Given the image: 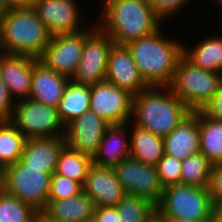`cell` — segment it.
<instances>
[{
  "label": "cell",
  "mask_w": 222,
  "mask_h": 222,
  "mask_svg": "<svg viewBox=\"0 0 222 222\" xmlns=\"http://www.w3.org/2000/svg\"><path fill=\"white\" fill-rule=\"evenodd\" d=\"M157 31L126 44L144 81L150 86L169 87L183 56V42Z\"/></svg>",
  "instance_id": "6da1fadb"
},
{
  "label": "cell",
  "mask_w": 222,
  "mask_h": 222,
  "mask_svg": "<svg viewBox=\"0 0 222 222\" xmlns=\"http://www.w3.org/2000/svg\"><path fill=\"white\" fill-rule=\"evenodd\" d=\"M97 26L114 44L126 45L157 31L162 23L147 0H102Z\"/></svg>",
  "instance_id": "7a4b0ae2"
},
{
  "label": "cell",
  "mask_w": 222,
  "mask_h": 222,
  "mask_svg": "<svg viewBox=\"0 0 222 222\" xmlns=\"http://www.w3.org/2000/svg\"><path fill=\"white\" fill-rule=\"evenodd\" d=\"M192 111L170 87H149L133 96L131 122L164 138Z\"/></svg>",
  "instance_id": "3957f363"
},
{
  "label": "cell",
  "mask_w": 222,
  "mask_h": 222,
  "mask_svg": "<svg viewBox=\"0 0 222 222\" xmlns=\"http://www.w3.org/2000/svg\"><path fill=\"white\" fill-rule=\"evenodd\" d=\"M51 37L32 6L11 9L0 28V52L39 58Z\"/></svg>",
  "instance_id": "277c9868"
},
{
  "label": "cell",
  "mask_w": 222,
  "mask_h": 222,
  "mask_svg": "<svg viewBox=\"0 0 222 222\" xmlns=\"http://www.w3.org/2000/svg\"><path fill=\"white\" fill-rule=\"evenodd\" d=\"M216 214L206 187L176 184L163 188L156 205V219H184L211 222Z\"/></svg>",
  "instance_id": "5b68a950"
},
{
  "label": "cell",
  "mask_w": 222,
  "mask_h": 222,
  "mask_svg": "<svg viewBox=\"0 0 222 222\" xmlns=\"http://www.w3.org/2000/svg\"><path fill=\"white\" fill-rule=\"evenodd\" d=\"M222 84V73L203 70L181 57L169 86L192 112L203 110Z\"/></svg>",
  "instance_id": "8992f818"
},
{
  "label": "cell",
  "mask_w": 222,
  "mask_h": 222,
  "mask_svg": "<svg viewBox=\"0 0 222 222\" xmlns=\"http://www.w3.org/2000/svg\"><path fill=\"white\" fill-rule=\"evenodd\" d=\"M52 174L44 173V169L28 168L19 159L0 170V188L36 211H44L48 204Z\"/></svg>",
  "instance_id": "52a82bcc"
},
{
  "label": "cell",
  "mask_w": 222,
  "mask_h": 222,
  "mask_svg": "<svg viewBox=\"0 0 222 222\" xmlns=\"http://www.w3.org/2000/svg\"><path fill=\"white\" fill-rule=\"evenodd\" d=\"M10 122L26 138L64 137L65 126L56 107L30 98L15 101Z\"/></svg>",
  "instance_id": "ba28073f"
},
{
  "label": "cell",
  "mask_w": 222,
  "mask_h": 222,
  "mask_svg": "<svg viewBox=\"0 0 222 222\" xmlns=\"http://www.w3.org/2000/svg\"><path fill=\"white\" fill-rule=\"evenodd\" d=\"M92 22L78 33L53 35L38 58L39 61L56 73L71 79L80 62L86 37L97 27V23Z\"/></svg>",
  "instance_id": "9c48e42d"
},
{
  "label": "cell",
  "mask_w": 222,
  "mask_h": 222,
  "mask_svg": "<svg viewBox=\"0 0 222 222\" xmlns=\"http://www.w3.org/2000/svg\"><path fill=\"white\" fill-rule=\"evenodd\" d=\"M113 44L110 37L97 26L86 37L80 62L70 80L88 86L106 81L108 56Z\"/></svg>",
  "instance_id": "30bf717a"
},
{
  "label": "cell",
  "mask_w": 222,
  "mask_h": 222,
  "mask_svg": "<svg viewBox=\"0 0 222 222\" xmlns=\"http://www.w3.org/2000/svg\"><path fill=\"white\" fill-rule=\"evenodd\" d=\"M112 169L125 194L145 198L155 205L160 201L163 187L155 166L146 165L130 156Z\"/></svg>",
  "instance_id": "8fae6325"
},
{
  "label": "cell",
  "mask_w": 222,
  "mask_h": 222,
  "mask_svg": "<svg viewBox=\"0 0 222 222\" xmlns=\"http://www.w3.org/2000/svg\"><path fill=\"white\" fill-rule=\"evenodd\" d=\"M90 110L107 123L122 124L131 121L133 95L107 81L90 86Z\"/></svg>",
  "instance_id": "7c38bea8"
},
{
  "label": "cell",
  "mask_w": 222,
  "mask_h": 222,
  "mask_svg": "<svg viewBox=\"0 0 222 222\" xmlns=\"http://www.w3.org/2000/svg\"><path fill=\"white\" fill-rule=\"evenodd\" d=\"M79 6L78 0H33L32 5L52 36L78 33L87 28L82 26L87 17Z\"/></svg>",
  "instance_id": "4fadbf2b"
},
{
  "label": "cell",
  "mask_w": 222,
  "mask_h": 222,
  "mask_svg": "<svg viewBox=\"0 0 222 222\" xmlns=\"http://www.w3.org/2000/svg\"><path fill=\"white\" fill-rule=\"evenodd\" d=\"M109 125L100 116L88 110L65 127L66 145L93 158Z\"/></svg>",
  "instance_id": "5bb4252c"
},
{
  "label": "cell",
  "mask_w": 222,
  "mask_h": 222,
  "mask_svg": "<svg viewBox=\"0 0 222 222\" xmlns=\"http://www.w3.org/2000/svg\"><path fill=\"white\" fill-rule=\"evenodd\" d=\"M106 81L133 96L150 87L142 78L126 45H112L108 56Z\"/></svg>",
  "instance_id": "9a60e30c"
},
{
  "label": "cell",
  "mask_w": 222,
  "mask_h": 222,
  "mask_svg": "<svg viewBox=\"0 0 222 222\" xmlns=\"http://www.w3.org/2000/svg\"><path fill=\"white\" fill-rule=\"evenodd\" d=\"M33 67L34 57L0 52V77L15 101L30 97Z\"/></svg>",
  "instance_id": "2e32d148"
},
{
  "label": "cell",
  "mask_w": 222,
  "mask_h": 222,
  "mask_svg": "<svg viewBox=\"0 0 222 222\" xmlns=\"http://www.w3.org/2000/svg\"><path fill=\"white\" fill-rule=\"evenodd\" d=\"M83 192L101 207H115L125 195L114 170L95 164L89 167Z\"/></svg>",
  "instance_id": "e0dca14e"
},
{
  "label": "cell",
  "mask_w": 222,
  "mask_h": 222,
  "mask_svg": "<svg viewBox=\"0 0 222 222\" xmlns=\"http://www.w3.org/2000/svg\"><path fill=\"white\" fill-rule=\"evenodd\" d=\"M70 79L46 67L34 57L30 99L58 107Z\"/></svg>",
  "instance_id": "ac0fdd59"
},
{
  "label": "cell",
  "mask_w": 222,
  "mask_h": 222,
  "mask_svg": "<svg viewBox=\"0 0 222 222\" xmlns=\"http://www.w3.org/2000/svg\"><path fill=\"white\" fill-rule=\"evenodd\" d=\"M128 133L129 122L109 125L97 153L92 158L93 164L113 168L123 159L130 157V135Z\"/></svg>",
  "instance_id": "d6986e66"
},
{
  "label": "cell",
  "mask_w": 222,
  "mask_h": 222,
  "mask_svg": "<svg viewBox=\"0 0 222 222\" xmlns=\"http://www.w3.org/2000/svg\"><path fill=\"white\" fill-rule=\"evenodd\" d=\"M65 137L27 138L20 160L28 167L54 173Z\"/></svg>",
  "instance_id": "ffe728a7"
},
{
  "label": "cell",
  "mask_w": 222,
  "mask_h": 222,
  "mask_svg": "<svg viewBox=\"0 0 222 222\" xmlns=\"http://www.w3.org/2000/svg\"><path fill=\"white\" fill-rule=\"evenodd\" d=\"M165 154L184 160L200 152L197 111L192 112L164 138Z\"/></svg>",
  "instance_id": "44dd1931"
},
{
  "label": "cell",
  "mask_w": 222,
  "mask_h": 222,
  "mask_svg": "<svg viewBox=\"0 0 222 222\" xmlns=\"http://www.w3.org/2000/svg\"><path fill=\"white\" fill-rule=\"evenodd\" d=\"M94 202L84 192L62 200H48L44 212L52 219L62 222H84L91 220Z\"/></svg>",
  "instance_id": "7402d4cb"
},
{
  "label": "cell",
  "mask_w": 222,
  "mask_h": 222,
  "mask_svg": "<svg viewBox=\"0 0 222 222\" xmlns=\"http://www.w3.org/2000/svg\"><path fill=\"white\" fill-rule=\"evenodd\" d=\"M200 40L191 50L183 43V56L203 70L222 73V35L208 34Z\"/></svg>",
  "instance_id": "603a6c76"
},
{
  "label": "cell",
  "mask_w": 222,
  "mask_h": 222,
  "mask_svg": "<svg viewBox=\"0 0 222 222\" xmlns=\"http://www.w3.org/2000/svg\"><path fill=\"white\" fill-rule=\"evenodd\" d=\"M129 128L131 157L146 165L156 166L165 154L164 139L131 121Z\"/></svg>",
  "instance_id": "cb8c5ba5"
},
{
  "label": "cell",
  "mask_w": 222,
  "mask_h": 222,
  "mask_svg": "<svg viewBox=\"0 0 222 222\" xmlns=\"http://www.w3.org/2000/svg\"><path fill=\"white\" fill-rule=\"evenodd\" d=\"M90 97V86L69 81L57 107L59 119L65 127L90 110Z\"/></svg>",
  "instance_id": "d4e9b609"
},
{
  "label": "cell",
  "mask_w": 222,
  "mask_h": 222,
  "mask_svg": "<svg viewBox=\"0 0 222 222\" xmlns=\"http://www.w3.org/2000/svg\"><path fill=\"white\" fill-rule=\"evenodd\" d=\"M200 131V153L212 164L222 163V121L207 116L202 110L197 111Z\"/></svg>",
  "instance_id": "484cf974"
},
{
  "label": "cell",
  "mask_w": 222,
  "mask_h": 222,
  "mask_svg": "<svg viewBox=\"0 0 222 222\" xmlns=\"http://www.w3.org/2000/svg\"><path fill=\"white\" fill-rule=\"evenodd\" d=\"M92 157L65 145L59 153L55 172L84 185Z\"/></svg>",
  "instance_id": "4316f807"
},
{
  "label": "cell",
  "mask_w": 222,
  "mask_h": 222,
  "mask_svg": "<svg viewBox=\"0 0 222 222\" xmlns=\"http://www.w3.org/2000/svg\"><path fill=\"white\" fill-rule=\"evenodd\" d=\"M119 222H153L156 205L145 198L125 194L115 206Z\"/></svg>",
  "instance_id": "83f0119b"
},
{
  "label": "cell",
  "mask_w": 222,
  "mask_h": 222,
  "mask_svg": "<svg viewBox=\"0 0 222 222\" xmlns=\"http://www.w3.org/2000/svg\"><path fill=\"white\" fill-rule=\"evenodd\" d=\"M26 139L10 121L0 122V170L21 158Z\"/></svg>",
  "instance_id": "f1b7e54d"
},
{
  "label": "cell",
  "mask_w": 222,
  "mask_h": 222,
  "mask_svg": "<svg viewBox=\"0 0 222 222\" xmlns=\"http://www.w3.org/2000/svg\"><path fill=\"white\" fill-rule=\"evenodd\" d=\"M212 165L200 152L187 157L182 160L180 184L207 187Z\"/></svg>",
  "instance_id": "f546056e"
},
{
  "label": "cell",
  "mask_w": 222,
  "mask_h": 222,
  "mask_svg": "<svg viewBox=\"0 0 222 222\" xmlns=\"http://www.w3.org/2000/svg\"><path fill=\"white\" fill-rule=\"evenodd\" d=\"M37 212L0 188V222H35Z\"/></svg>",
  "instance_id": "4dcf8cb0"
},
{
  "label": "cell",
  "mask_w": 222,
  "mask_h": 222,
  "mask_svg": "<svg viewBox=\"0 0 222 222\" xmlns=\"http://www.w3.org/2000/svg\"><path fill=\"white\" fill-rule=\"evenodd\" d=\"M83 192V185L54 172L50 180L48 200H62L75 197Z\"/></svg>",
  "instance_id": "1f68e13d"
},
{
  "label": "cell",
  "mask_w": 222,
  "mask_h": 222,
  "mask_svg": "<svg viewBox=\"0 0 222 222\" xmlns=\"http://www.w3.org/2000/svg\"><path fill=\"white\" fill-rule=\"evenodd\" d=\"M155 167L163 188L180 184L182 160L164 154Z\"/></svg>",
  "instance_id": "d6a6232c"
},
{
  "label": "cell",
  "mask_w": 222,
  "mask_h": 222,
  "mask_svg": "<svg viewBox=\"0 0 222 222\" xmlns=\"http://www.w3.org/2000/svg\"><path fill=\"white\" fill-rule=\"evenodd\" d=\"M152 8L156 18L164 24V22L174 16H179L184 10L185 5L188 6L190 0H147ZM167 19V20H166ZM165 20V21H164Z\"/></svg>",
  "instance_id": "836d02e7"
},
{
  "label": "cell",
  "mask_w": 222,
  "mask_h": 222,
  "mask_svg": "<svg viewBox=\"0 0 222 222\" xmlns=\"http://www.w3.org/2000/svg\"><path fill=\"white\" fill-rule=\"evenodd\" d=\"M206 188L212 203L215 206L220 204L222 202V163L212 165Z\"/></svg>",
  "instance_id": "e575fe53"
},
{
  "label": "cell",
  "mask_w": 222,
  "mask_h": 222,
  "mask_svg": "<svg viewBox=\"0 0 222 222\" xmlns=\"http://www.w3.org/2000/svg\"><path fill=\"white\" fill-rule=\"evenodd\" d=\"M15 100L0 77V120L10 121L13 115Z\"/></svg>",
  "instance_id": "d590c367"
},
{
  "label": "cell",
  "mask_w": 222,
  "mask_h": 222,
  "mask_svg": "<svg viewBox=\"0 0 222 222\" xmlns=\"http://www.w3.org/2000/svg\"><path fill=\"white\" fill-rule=\"evenodd\" d=\"M207 116L222 121V84L213 99L202 110Z\"/></svg>",
  "instance_id": "8d00e7d4"
},
{
  "label": "cell",
  "mask_w": 222,
  "mask_h": 222,
  "mask_svg": "<svg viewBox=\"0 0 222 222\" xmlns=\"http://www.w3.org/2000/svg\"><path fill=\"white\" fill-rule=\"evenodd\" d=\"M92 218L95 222H119L117 210L111 206H95Z\"/></svg>",
  "instance_id": "74e56055"
},
{
  "label": "cell",
  "mask_w": 222,
  "mask_h": 222,
  "mask_svg": "<svg viewBox=\"0 0 222 222\" xmlns=\"http://www.w3.org/2000/svg\"><path fill=\"white\" fill-rule=\"evenodd\" d=\"M8 10L27 8L33 5V0H2Z\"/></svg>",
  "instance_id": "f35d334b"
},
{
  "label": "cell",
  "mask_w": 222,
  "mask_h": 222,
  "mask_svg": "<svg viewBox=\"0 0 222 222\" xmlns=\"http://www.w3.org/2000/svg\"><path fill=\"white\" fill-rule=\"evenodd\" d=\"M35 222H62L52 219L44 211H38L35 217Z\"/></svg>",
  "instance_id": "ab89813d"
},
{
  "label": "cell",
  "mask_w": 222,
  "mask_h": 222,
  "mask_svg": "<svg viewBox=\"0 0 222 222\" xmlns=\"http://www.w3.org/2000/svg\"><path fill=\"white\" fill-rule=\"evenodd\" d=\"M7 11H8V9L5 7L2 0H0V28H1V25L3 23V20L6 17Z\"/></svg>",
  "instance_id": "60d3db41"
},
{
  "label": "cell",
  "mask_w": 222,
  "mask_h": 222,
  "mask_svg": "<svg viewBox=\"0 0 222 222\" xmlns=\"http://www.w3.org/2000/svg\"><path fill=\"white\" fill-rule=\"evenodd\" d=\"M161 222H192V221H187L184 219H157Z\"/></svg>",
  "instance_id": "b9f144b4"
},
{
  "label": "cell",
  "mask_w": 222,
  "mask_h": 222,
  "mask_svg": "<svg viewBox=\"0 0 222 222\" xmlns=\"http://www.w3.org/2000/svg\"><path fill=\"white\" fill-rule=\"evenodd\" d=\"M216 214L222 219V202L216 206Z\"/></svg>",
  "instance_id": "7bdbcfd3"
},
{
  "label": "cell",
  "mask_w": 222,
  "mask_h": 222,
  "mask_svg": "<svg viewBox=\"0 0 222 222\" xmlns=\"http://www.w3.org/2000/svg\"><path fill=\"white\" fill-rule=\"evenodd\" d=\"M211 222H222V219H221L217 214H215V215L213 216Z\"/></svg>",
  "instance_id": "ee69618b"
},
{
  "label": "cell",
  "mask_w": 222,
  "mask_h": 222,
  "mask_svg": "<svg viewBox=\"0 0 222 222\" xmlns=\"http://www.w3.org/2000/svg\"><path fill=\"white\" fill-rule=\"evenodd\" d=\"M214 2L218 4L217 6H220L222 8V0H214Z\"/></svg>",
  "instance_id": "f6af8a7d"
}]
</instances>
